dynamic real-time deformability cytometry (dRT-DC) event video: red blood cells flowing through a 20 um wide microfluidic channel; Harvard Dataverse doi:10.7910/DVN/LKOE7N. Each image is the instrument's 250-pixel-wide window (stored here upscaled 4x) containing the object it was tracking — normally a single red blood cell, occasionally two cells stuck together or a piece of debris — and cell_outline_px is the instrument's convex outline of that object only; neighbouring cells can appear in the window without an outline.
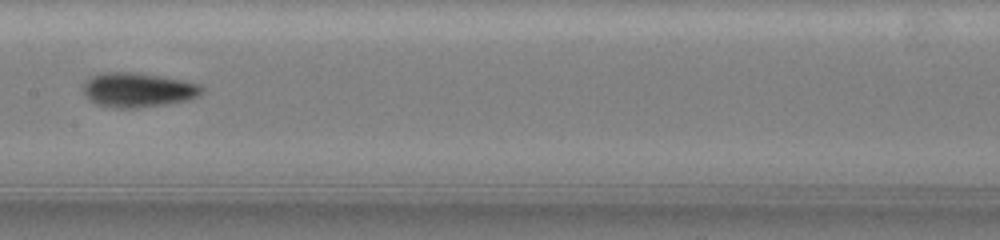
{"species": "common noctule bat (a hibernating species)", "species_latin": "Nyctalus noctula", "temperature_condition": "warm", "stored_images_in_passage": 11, "camera_frame_rate_fps": 3000, "um_per_image_px": 0.085, "animal": {"sex": "female", "body_mass_g": 19.5, "forearm_length_mm": 54.1}, "frame": {"image": 1, "passage_image": 7, "time_ms": 5.667, "image_size_px": [1000, 240], "cell_outline_px": [[204, 92], [200, 96], [188, 100], [168, 104], [136, 108], [112, 108], [96, 104], [88, 100], [84, 92], [84, 84], [92, 76], [104, 72], [128, 72], [156, 76], [180, 80], [200, 84], [204, 88]], "centroid_in_image_um": [11.74, 7.67], "position_along_channel_um": 195.7, "area_um2": 23.76}}
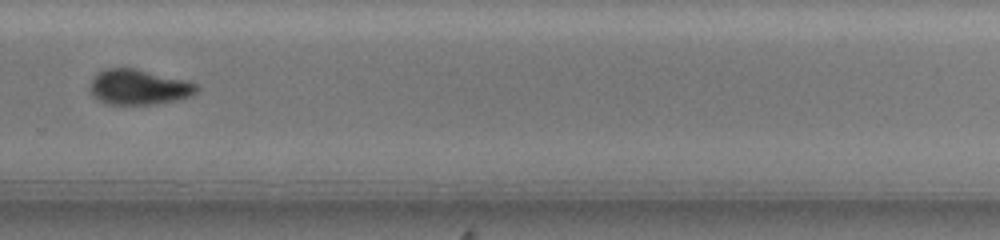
{"frame": {"image": 2, "passage_image": 11, "time_ms": 9.0, "image_size_px": [1000, 240], "cell_outline_px": [[200, 88], [192, 96], [176, 100], [152, 104], [104, 104], [92, 92], [92, 80], [100, 72], [108, 68], [136, 68], [184, 80], [196, 84]], "centroid_in_image_um": [11.85, 7.4], "position_along_channel_um": 318.0, "area_um2": 21.44}}